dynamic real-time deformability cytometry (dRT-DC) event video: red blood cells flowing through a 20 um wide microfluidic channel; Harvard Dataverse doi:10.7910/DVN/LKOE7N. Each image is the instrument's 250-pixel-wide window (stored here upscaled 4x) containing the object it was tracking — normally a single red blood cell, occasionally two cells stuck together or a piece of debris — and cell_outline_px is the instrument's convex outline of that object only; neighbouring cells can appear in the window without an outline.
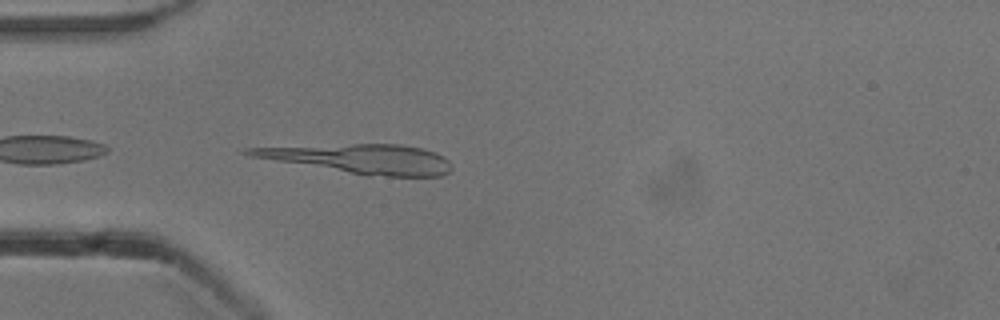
{"species": "common noctule bat (a hibernating species)", "species_latin": "Nyctalus noctula", "temperature_condition": "cold", "stored_images_in_passage": 7, "camera_frame_rate_fps": 3000, "um_per_image_px": 0.085, "animal": {"sex": "male", "body_mass_g": 13.3}, "frame": {"image": 1, "passage_image": 2, "time_ms": 0.333, "image_size_px": [1000, 320], "cell_outline_px": [[452, 168], [448, 172], [440, 176], [368, 176], [248, 156], [240, 152], [244, 148], [352, 144], [400, 144], [420, 148], [436, 152], [444, 156], [448, 160]], "centroid_in_image_um": [30.62, 13.5], "position_along_channel_um": 54.4, "area_um2": 34.51}}